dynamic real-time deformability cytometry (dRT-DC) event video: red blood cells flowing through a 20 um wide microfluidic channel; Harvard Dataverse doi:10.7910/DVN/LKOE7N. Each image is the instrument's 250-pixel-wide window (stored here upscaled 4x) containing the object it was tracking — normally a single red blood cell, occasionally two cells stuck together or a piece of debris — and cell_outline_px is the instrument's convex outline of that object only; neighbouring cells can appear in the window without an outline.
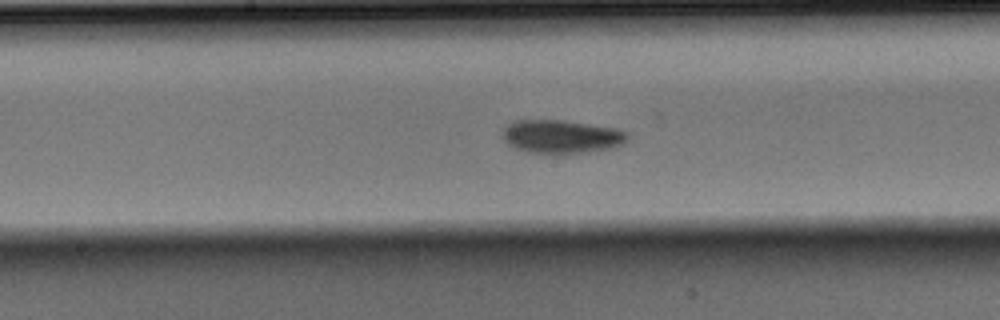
{"species": "Egyptian fruit bat (a non-hibernating species)", "species_latin": "Rousettus aegyptiacus", "temperature_condition": "warm", "stored_images_in_passage": 26, "camera_frame_rate_fps": 3000, "um_per_image_px": 0.085, "animal": {"sex": "male"}, "frame": {"image": 1, "passage_image": 12, "time_ms": 3.667, "image_size_px": [1000, 320], "cell_outline_px": [[628, 140], [616, 148], [588, 152], [556, 156], [528, 152], [516, 148], [508, 144], [504, 140], [500, 132], [512, 120], [564, 120], [616, 128], [628, 132]], "centroid_in_image_um": [47.72, 11.64], "position_along_channel_um": 200.5, "area_um2": 25.2}}
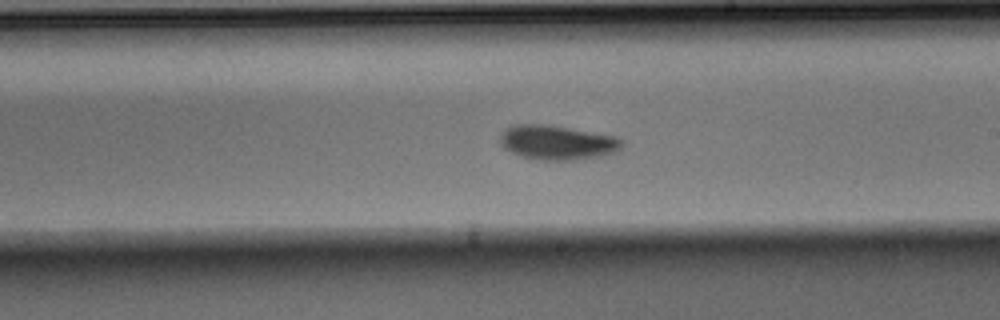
{"frame": {"image": 2, "passage_image": 15, "time_ms": 4.667, "image_size_px": [1000, 320], "cell_outline_px": [[624, 144], [616, 152], [600, 156], [576, 160], [540, 160], [520, 156], [504, 148], [500, 144], [500, 136], [508, 128], [516, 124], [540, 124], [568, 128], [616, 136], [624, 140]], "centroid_in_image_um": [47.39, 12.12], "position_along_channel_um": 241.6, "area_um2": 24.33}}